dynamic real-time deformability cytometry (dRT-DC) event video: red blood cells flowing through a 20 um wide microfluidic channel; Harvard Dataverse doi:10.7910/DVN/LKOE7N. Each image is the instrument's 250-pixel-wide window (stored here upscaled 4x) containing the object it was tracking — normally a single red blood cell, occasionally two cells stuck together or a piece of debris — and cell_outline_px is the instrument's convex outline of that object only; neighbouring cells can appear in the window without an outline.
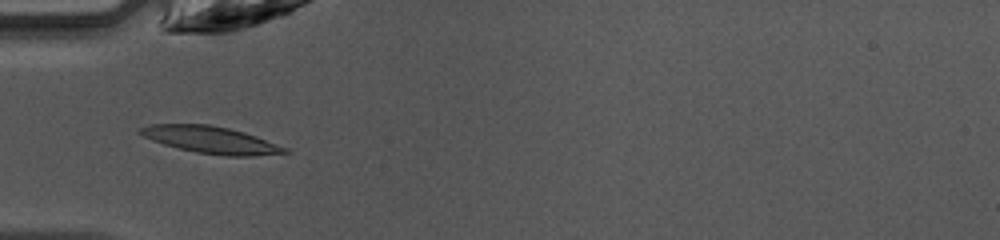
{"species": "common noctule bat (a hibernating species)", "species_latin": "Nyctalus noctula", "temperature_condition": "warm", "stored_images_in_passage": 47, "camera_frame_rate_fps": 3000, "um_per_image_px": 0.085, "animal": {"sex": "female", "body_mass_g": 10.0, "forearm_length_mm": 53.1}, "frame": {"image": 1, "passage_image": 15, "time_ms": 4.667, "image_size_px": [1000, 240], "cell_outline_px": [[292, 152], [252, 156], [224, 156], [196, 152], [164, 144], [152, 140], [136, 132], [140, 128], [148, 124], [208, 124], [228, 128], [244, 132], [256, 136], [288, 148]], "centroid_in_image_um": [17.93, 11.89], "position_along_channel_um": 67.1, "area_um2": 22.66}}
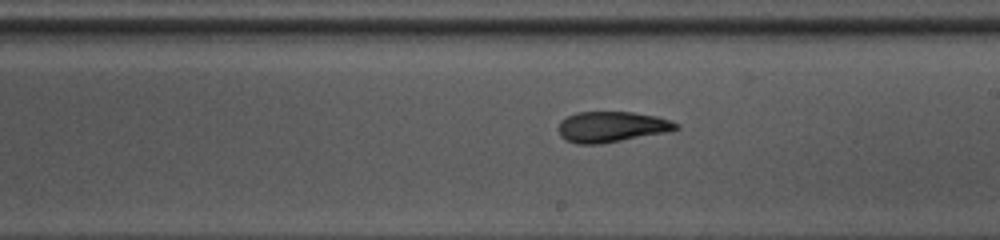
{"frame": {"image": 2, "passage_image": 27, "time_ms": 8.667, "image_size_px": [1000, 240], "cell_outline_px": [[680, 128], [672, 132], [600, 144], [576, 144], [564, 140], [560, 136], [560, 120], [576, 112], [632, 112], [656, 116], [680, 124]], "centroid_in_image_um": [52.03, 10.79], "position_along_channel_um": 237.0, "area_um2": 21.27}}
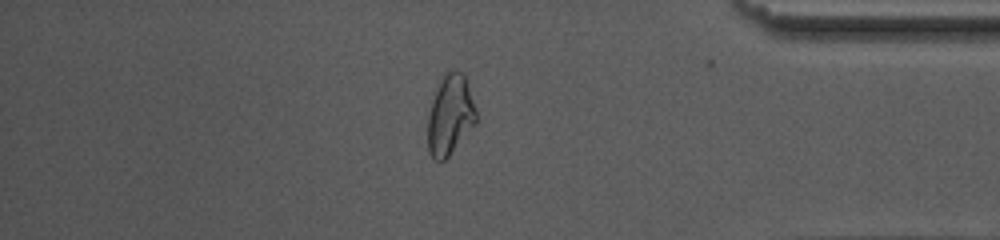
{"frame": {"image": 3, "passage_image": 40, "time_ms": 13.0, "image_size_px": [1000, 240], "cell_outline_px": [[476, 124], [448, 156], [444, 160], [436, 160], [428, 152], [428, 112], [440, 76], [444, 72], [464, 72], [476, 108]], "centroid_in_image_um": [38.26, 9.75], "position_along_channel_um": 396.9, "area_um2": 22.66}, "authors_computed_cell_mechanics": {"area_um2": 21.2704, "velocity_mm_per_s": 4.2383, "shape_relaxation_time_tau1_ms": 5.6969, "shape_relaxation_time_tau2_ms": 1.597, "deformation_change_tau1": 0.2066, "deformation_change_tau2": 0.095}}